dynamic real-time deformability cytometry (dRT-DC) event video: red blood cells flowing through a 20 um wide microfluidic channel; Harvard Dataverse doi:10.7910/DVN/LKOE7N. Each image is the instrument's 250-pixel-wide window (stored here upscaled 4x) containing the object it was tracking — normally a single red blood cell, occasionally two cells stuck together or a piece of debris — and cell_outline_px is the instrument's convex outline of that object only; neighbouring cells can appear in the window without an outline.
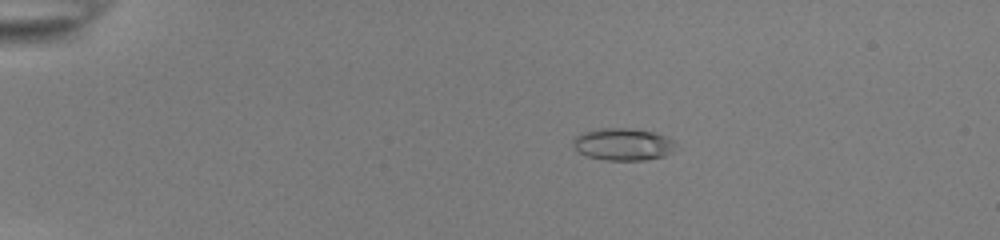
{"species": "common noctule bat (a hibernating species)", "species_latin": "Nyctalus noctula", "temperature_condition": "room temperature", "stored_images_in_passage": 48, "camera_frame_rate_fps": 3000, "um_per_image_px": 0.085, "animal": {"sex": "female", "body_mass_g": 22.0, "forearm_length_mm": 56.7}, "frame": {"image": 1, "passage_image": 6, "time_ms": 1.667, "image_size_px": [1000, 240], "cell_outline_px": [[680, 148], [664, 156], [644, 160], [604, 160], [588, 156], [580, 152], [572, 144], [572, 140], [580, 132], [600, 128], [632, 128], [656, 132], [676, 140]], "centroid_in_image_um": [53.04, 12.25], "position_along_channel_um": 32.0, "area_um2": 19.77}}
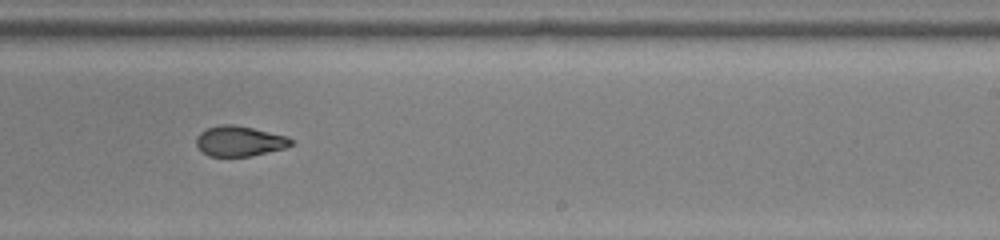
{"frame": {"image": 2, "passage_image": 30, "time_ms": 9.667, "image_size_px": [1000, 240], "cell_outline_px": [[292, 144], [284, 148], [252, 156], [208, 156], [196, 144], [196, 136], [200, 132], [208, 128], [220, 124], [236, 124], [288, 136], [292, 140]], "centroid_in_image_um": [20.35, 11.98], "position_along_channel_um": 268.6, "area_um2": 16.7}}
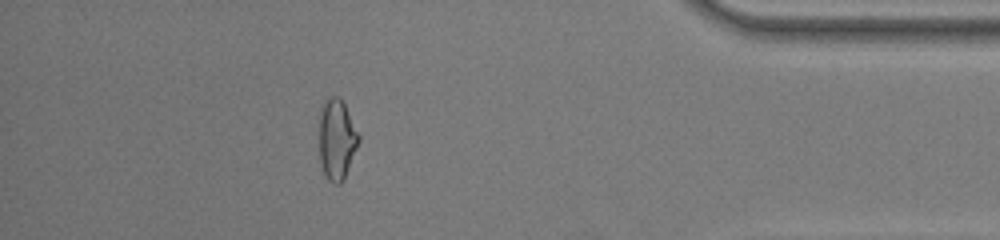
{"frame": {"image": 3, "passage_image": 43, "time_ms": 14.0, "image_size_px": [1000, 240], "cell_outline_px": [[360, 140], [344, 180], [340, 184], [332, 184], [324, 176], [320, 164], [320, 108], [324, 96], [340, 96], [360, 136]], "centroid_in_image_um": [28.61, 11.84], "position_along_channel_um": 406.6, "area_um2": 18.9}, "authors_computed_cell_mechanics": {"area_um2": 17.918, "velocity_mm_per_s": 3.9091, "shape_relaxation_time_tau1_ms": 9.6532, "shape_relaxation_time_tau2_ms": 1.8015, "deformation_change_tau1": 0.2861, "deformation_change_tau2": 0.0799}}